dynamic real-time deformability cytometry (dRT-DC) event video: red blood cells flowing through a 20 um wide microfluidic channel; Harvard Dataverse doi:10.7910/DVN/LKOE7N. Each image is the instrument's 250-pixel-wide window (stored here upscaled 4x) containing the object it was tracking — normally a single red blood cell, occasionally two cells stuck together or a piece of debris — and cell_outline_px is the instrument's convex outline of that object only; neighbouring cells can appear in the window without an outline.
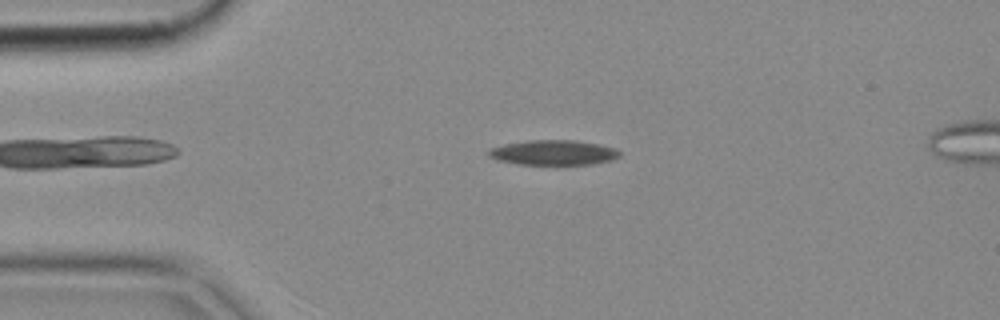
{"species": "common noctule bat (a hibernating species)", "species_latin": "Nyctalus noctula", "temperature_condition": "cold", "stored_images_in_passage": 49, "segment_of_instrument_passage": [1, 2], "camera_frame_rate_fps": 3000, "um_per_image_px": 0.085, "animal": {"sex": "female", "body_mass_g": 18.4}, "frame": {"image": 1, "passage_image": 8, "time_ms": 2.333, "image_size_px": [1000, 320], "cell_outline_px": [[620, 156], [608, 160], [588, 164], [520, 164], [500, 160], [488, 156], [488, 152], [492, 148], [504, 144], [528, 140], [576, 140], [600, 144], [616, 148], [620, 152]], "centroid_in_image_um": [47.06, 12.95], "position_along_channel_um": 37.9, "area_um2": 18.79}}
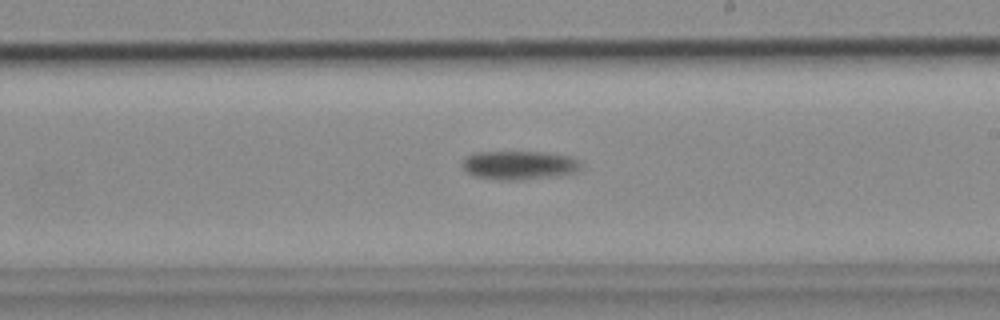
{"frame": {"image": 2, "passage_image": 27, "time_ms": 8.667, "image_size_px": [1000, 320], "cell_outline_px": [[580, 168], [576, 172], [556, 176], [524, 180], [500, 180], [472, 176], [464, 168], [464, 160], [468, 156], [476, 152], [544, 152], [572, 156], [580, 160]], "centroid_in_image_um": [44.18, 14.05], "position_along_channel_um": 244.8, "area_um2": 19.94}}
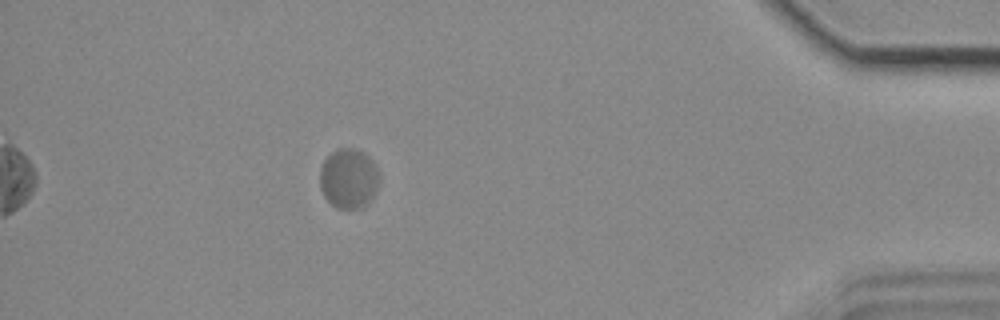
{"frame": {"image": 3, "passage_image": 44, "time_ms": 14.333, "image_size_px": [1000, 320], "cell_outline_px": [[380, 184], [372, 200], [368, 204], [360, 208], [336, 208], [324, 196], [320, 188], [320, 168], [324, 160], [332, 152], [340, 148], [356, 148], [364, 152], [376, 164], [380, 176]], "centroid_in_image_um": [29.68, 15.17], "position_along_channel_um": 405.5, "area_um2": 21.15}}